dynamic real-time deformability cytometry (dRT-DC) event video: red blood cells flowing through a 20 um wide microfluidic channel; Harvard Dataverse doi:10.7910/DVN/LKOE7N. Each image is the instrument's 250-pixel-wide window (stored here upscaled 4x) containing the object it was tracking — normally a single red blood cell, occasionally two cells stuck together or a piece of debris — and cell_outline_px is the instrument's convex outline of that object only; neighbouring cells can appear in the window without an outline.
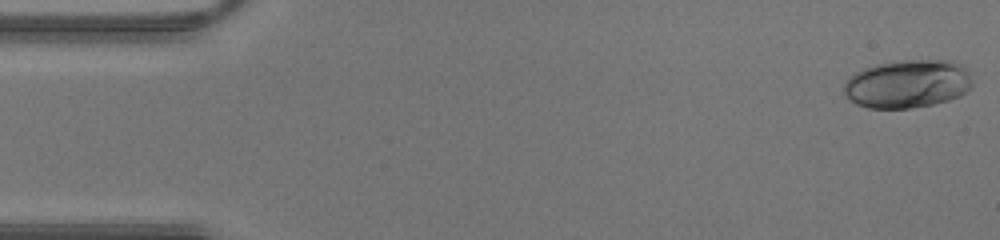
{"species": "human", "species_latin": "Homo sapiens", "temperature_condition": "warm", "stored_images_in_passage": 42, "camera_frame_rate_fps": 3000, "um_per_image_px": 0.085, "donor": {"sex": "male"}, "frame": {"image": 1, "passage_image": 1, "time_ms": 0.0, "image_size_px": [1000, 240], "cell_outline_px": [[972, 84], [960, 96], [948, 100], [932, 104], [912, 108], [868, 108], [856, 104], [844, 92], [844, 80], [848, 76], [864, 68], [876, 64], [904, 60], [952, 60], [960, 64], [968, 72]], "centroid_in_image_um": [77.11, 7.12], "position_along_channel_um": 7.9, "area_um2": 36.01}}
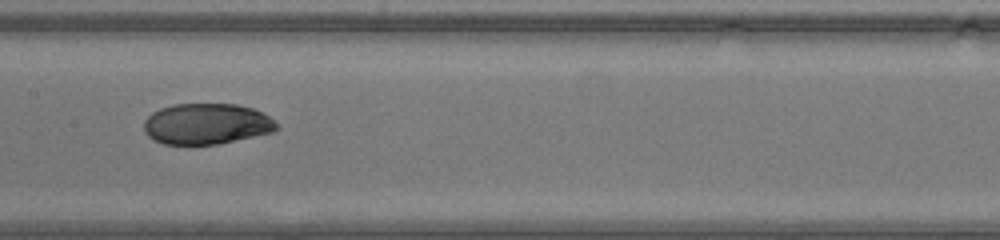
{"frame": {"image": 2, "passage_image": 21, "time_ms": 6.667, "image_size_px": [1000, 240], "cell_outline_px": [[280, 128], [272, 132], [220, 144], [164, 144], [152, 140], [144, 132], [144, 120], [152, 112], [160, 108], [172, 104], [236, 104], [252, 108], [268, 116]], "centroid_in_image_um": [17.52, 10.53], "position_along_channel_um": 189.9, "area_um2": 31.67}}
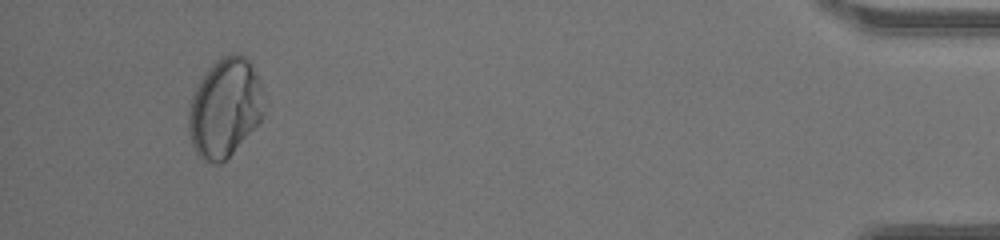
{"frame": {"image": 3, "passage_image": 40, "time_ms": 13.0, "image_size_px": [1000, 240], "cell_outline_px": [[264, 116], [232, 152], [220, 164], [216, 164], [200, 156], [196, 152], [192, 144], [188, 128], [188, 112], [192, 96], [200, 80], [208, 68], [220, 56], [232, 52], [236, 52], [244, 56], [252, 64], [256, 72], [260, 84]], "centroid_in_image_um": [19.1, 9.11], "position_along_channel_um": 416.1, "area_um2": 42.95}}